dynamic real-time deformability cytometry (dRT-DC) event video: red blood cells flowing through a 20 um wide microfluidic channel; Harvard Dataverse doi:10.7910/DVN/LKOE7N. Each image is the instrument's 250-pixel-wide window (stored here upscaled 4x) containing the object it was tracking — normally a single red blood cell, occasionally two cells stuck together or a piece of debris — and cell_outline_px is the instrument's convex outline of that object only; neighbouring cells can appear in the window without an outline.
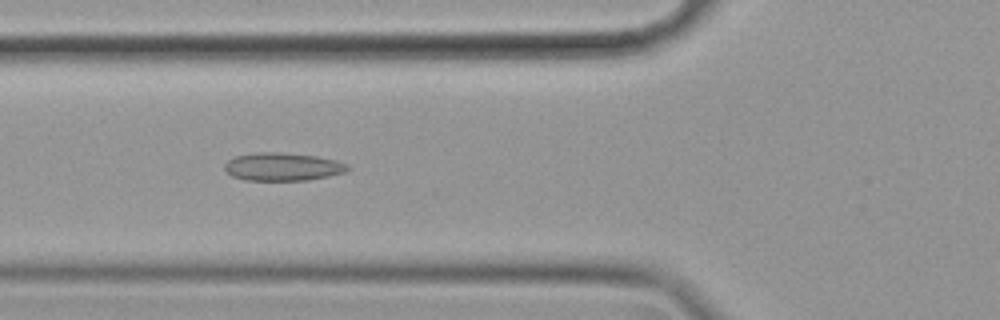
{"species": "common noctule bat (a hibernating species)", "species_latin": "Nyctalus noctula", "temperature_condition": "cold", "stored_images_in_passage": 56, "camera_frame_rate_fps": 3000, "um_per_image_px": 0.085, "animal": {"sex": "female", "body_mass_g": 19.9}, "frame": {"image": 1, "passage_image": 20, "time_ms": 6.333, "image_size_px": [1000, 320], "cell_outline_px": [[348, 168], [344, 172], [328, 176], [308, 180], [244, 180], [232, 176], [224, 168], [224, 164], [228, 160], [236, 156], [256, 152], [280, 152], [316, 156], [336, 160], [348, 164]], "centroid_in_image_um": [24.0, 14.17], "position_along_channel_um": 101.8, "area_um2": 20.0}}
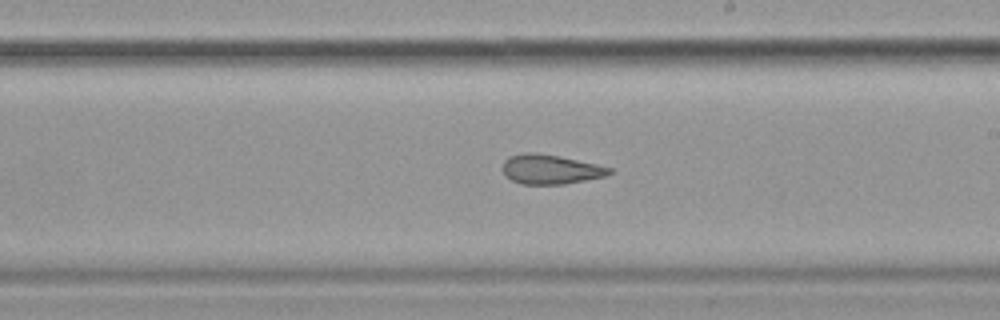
{"frame": {"image": 2, "passage_image": 32, "time_ms": 10.333, "image_size_px": [1000, 320], "cell_outline_px": [[612, 172], [608, 176], [564, 184], [520, 184], [504, 176], [504, 160], [508, 156], [524, 152], [536, 152], [596, 164], [612, 168]], "centroid_in_image_um": [46.78, 14.4], "position_along_channel_um": 242.2, "area_um2": 18.32}}
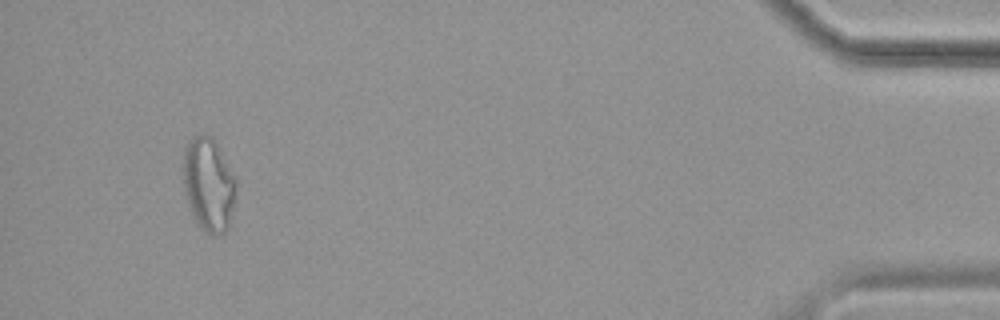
{"frame": {"image": 3, "passage_image": 53, "time_ms": 17.333, "image_size_px": [1000, 320], "cell_outline_px": [[236, 196], [228, 228], [224, 232], [212, 236], [196, 220], [188, 204], [184, 184], [184, 148], [192, 136], [212, 136], [236, 180]], "centroid_in_image_um": [17.75, 15.68], "position_along_channel_um": 417.5, "area_um2": 28.15}, "authors_computed_cell_mechanics": {"area_um2": 21.4149, "velocity_mm_per_s": 3.5126, "shape_relaxation_time_tau1_ms": null, "shape_relaxation_time_tau2_ms": 2.2673, "deformation_change_tau1": null, "deformation_change_tau2": 0.0909}}